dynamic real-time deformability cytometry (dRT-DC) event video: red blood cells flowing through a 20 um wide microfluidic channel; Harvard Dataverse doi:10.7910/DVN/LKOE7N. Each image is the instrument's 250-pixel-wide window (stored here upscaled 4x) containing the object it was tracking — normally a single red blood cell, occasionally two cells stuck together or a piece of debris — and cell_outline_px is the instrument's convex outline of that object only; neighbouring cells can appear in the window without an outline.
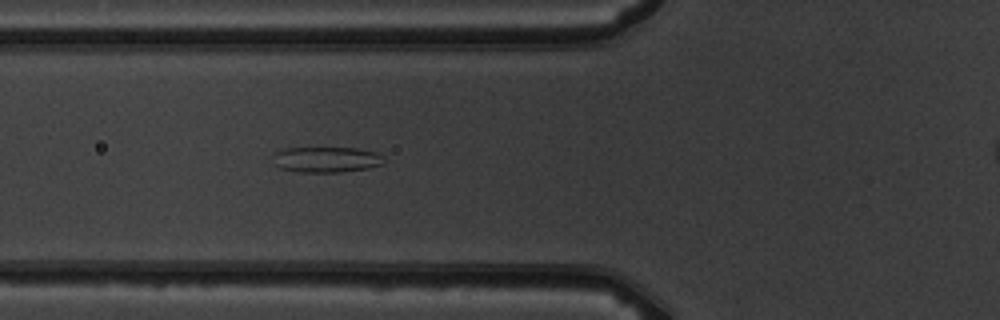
{"species": "common noctule bat (a hibernating species)", "species_latin": "Nyctalus noctula", "temperature_condition": "warm", "stored_images_in_passage": 7, "camera_frame_rate_fps": 3000, "um_per_image_px": 0.085, "animal": {"sex": "male", "body_mass_g": 19.5, "forearm_length_mm": 54.6}, "frame": {"image": 1, "passage_image": 6, "time_ms": 5.667, "image_size_px": [1000, 320], "cell_outline_px": [[384, 164], [368, 168], [340, 172], [300, 172], [280, 168], [272, 164], [272, 152], [284, 148], [356, 148], [376, 152], [384, 160]], "centroid_in_image_um": [27.66, 13.56], "position_along_channel_um": 98.1, "area_um2": 16.76}}